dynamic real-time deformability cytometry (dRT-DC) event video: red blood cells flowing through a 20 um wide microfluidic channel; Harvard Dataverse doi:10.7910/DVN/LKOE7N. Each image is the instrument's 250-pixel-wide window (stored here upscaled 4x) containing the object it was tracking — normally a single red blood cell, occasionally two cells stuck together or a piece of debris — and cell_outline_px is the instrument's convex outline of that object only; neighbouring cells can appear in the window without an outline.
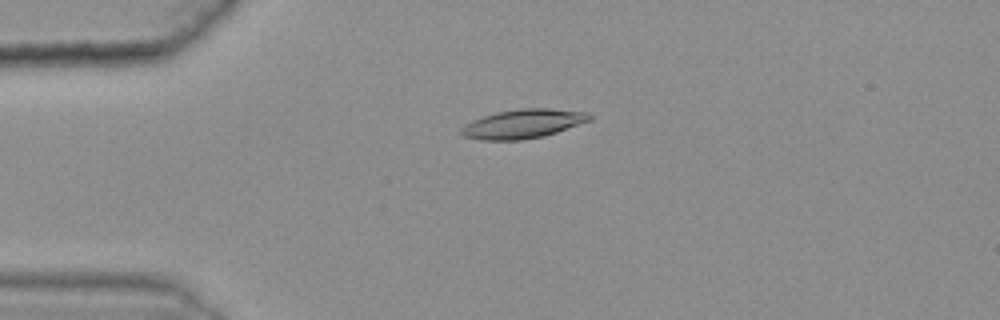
{"species": "common noctule bat (a hibernating species)", "species_latin": "Nyctalus noctula", "temperature_condition": "warm", "stored_images_in_passage": 47, "camera_frame_rate_fps": 3000, "um_per_image_px": 0.085, "animal": {"sex": "female", "body_mass_g": 25.1}, "frame": {"image": 1, "passage_image": 10, "time_ms": 3.0, "image_size_px": [1000, 320], "cell_outline_px": [[592, 120], [544, 136], [520, 140], [480, 140], [460, 136], [460, 128], [464, 124], [472, 120], [496, 112], [520, 108], [548, 108], [588, 112], [592, 116]], "centroid_in_image_um": [44.42, 10.52], "position_along_channel_um": 40.6, "area_um2": 21.91}}
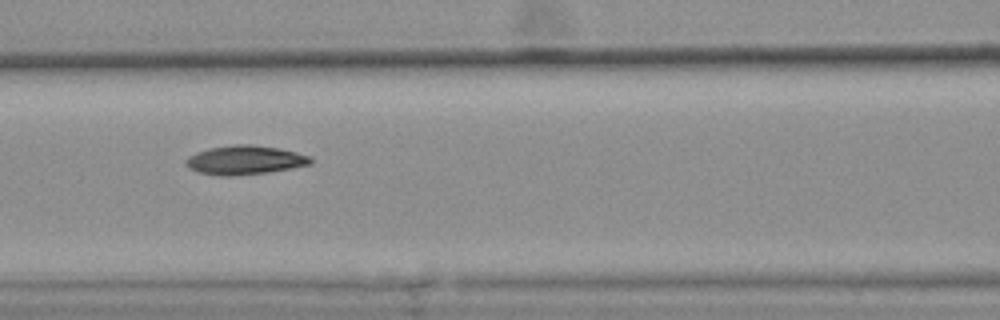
{"frame": {"image": 2, "passage_image": 21, "time_ms": 6.667, "image_size_px": [1000, 320], "cell_outline_px": [[312, 164], [264, 172], [228, 176], [220, 176], [200, 172], [188, 168], [184, 164], [184, 160], [188, 156], [196, 152], [208, 148], [236, 144], [252, 144], [280, 148], [312, 156]], "centroid_in_image_um": [20.78, 13.58], "position_along_channel_um": 145.8, "area_um2": 21.04}}
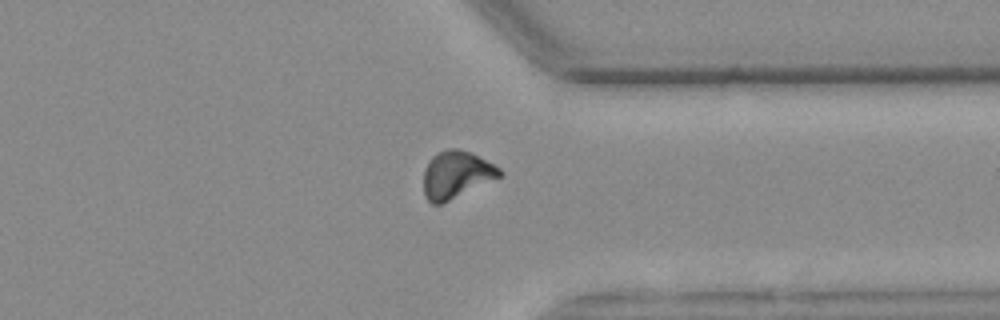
{"frame": {"image": 3, "passage_image": 40, "time_ms": 13.0, "image_size_px": [1000, 320], "cell_outline_px": [[504, 176], [440, 204], [432, 204], [424, 196], [424, 168], [432, 156], [436, 152], [448, 148], [456, 148], [472, 152], [500, 168], [504, 172]], "centroid_in_image_um": [38.8, 14.83], "position_along_channel_um": 372.6, "area_um2": 21.21}, "authors_computed_cell_mechanics": {"area_um2": 20.6346, "velocity_mm_per_s": 3.6133, "shape_relaxation_time_tau1_ms": 7.6267, "shape_relaxation_time_tau2_ms": 3.2137, "deformation_change_tau1": 0.214, "deformation_change_tau2": 0.0798}}